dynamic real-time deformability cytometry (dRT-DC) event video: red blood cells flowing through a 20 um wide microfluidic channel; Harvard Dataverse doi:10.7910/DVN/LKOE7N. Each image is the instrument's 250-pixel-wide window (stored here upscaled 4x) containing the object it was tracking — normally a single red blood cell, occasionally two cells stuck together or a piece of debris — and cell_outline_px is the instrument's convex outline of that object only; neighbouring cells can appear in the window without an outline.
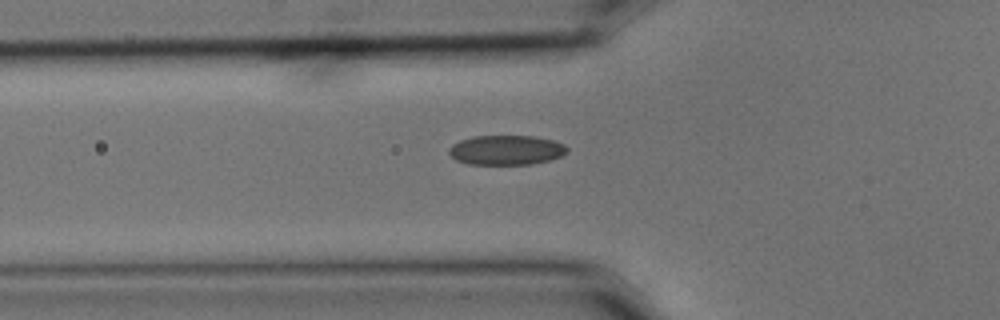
{"species": "common noctule bat (a hibernating species)", "species_latin": "Nyctalus noctula", "temperature_condition": "cold", "stored_images_in_passage": 3, "camera_frame_rate_fps": 3000, "um_per_image_px": 0.085, "animal": {"sex": "male", "body_mass_g": 15.6}, "frame": {"image": 1, "passage_image": 3, "time_ms": 0.667, "image_size_px": [1000, 320], "cell_outline_px": [[568, 152], [560, 156], [548, 160], [528, 164], [468, 164], [456, 160], [448, 152], [448, 148], [452, 144], [460, 140], [472, 136], [532, 136], [552, 140], [564, 144], [568, 148]], "centroid_in_image_um": [43.0, 12.75], "position_along_channel_um": 82.8, "area_um2": 20.35}}